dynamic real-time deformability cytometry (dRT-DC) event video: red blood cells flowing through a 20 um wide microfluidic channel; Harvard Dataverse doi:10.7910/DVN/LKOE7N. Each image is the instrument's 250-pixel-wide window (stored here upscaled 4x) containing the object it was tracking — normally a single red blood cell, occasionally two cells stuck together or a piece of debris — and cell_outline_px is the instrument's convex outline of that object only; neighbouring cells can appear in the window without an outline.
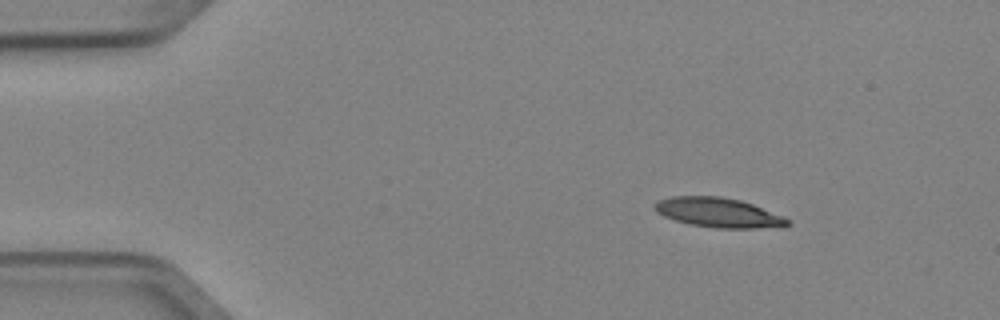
{"species": "Egyptian fruit bat (a non-hibernating species)", "species_latin": "Rousettus aegyptiacus", "temperature_condition": "cold", "stored_images_in_passage": 5, "camera_frame_rate_fps": 3000, "um_per_image_px": 0.085, "animal": {"sex": "female"}, "frame": {"image": 1, "passage_image": 2, "time_ms": 0.333, "image_size_px": [1000, 320], "cell_outline_px": [[792, 224], [756, 228], [716, 228], [688, 224], [664, 216], [656, 212], [652, 208], [652, 204], [656, 200], [672, 196], [720, 196], [740, 200], [752, 204], [784, 216]], "centroid_in_image_um": [60.98, 18.05], "position_along_channel_um": 24.0, "area_um2": 22.89}}
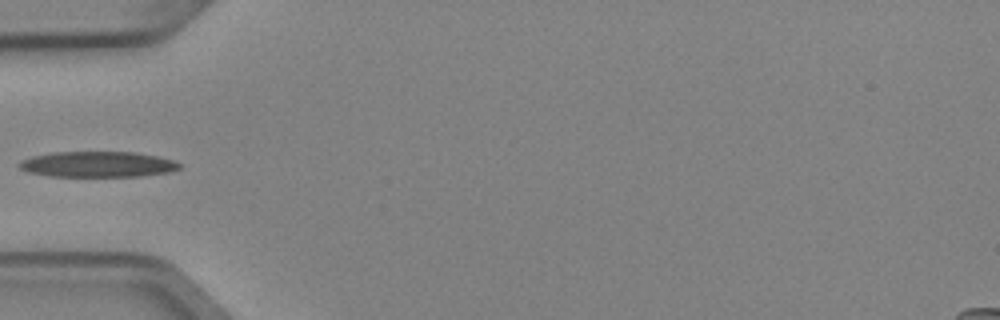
{"frame": {"image": 2, "passage_image": 4, "time_ms": 1.0, "image_size_px": [1000, 320], "cell_outline_px": [[180, 168], [168, 172], [140, 176], [52, 176], [28, 172], [20, 168], [16, 164], [20, 160], [32, 156], [52, 152], [136, 152], [156, 156], [172, 160], [180, 164]], "centroid_in_image_um": [8.25, 13.96], "position_along_channel_um": 76.7, "area_um2": 23.87}}
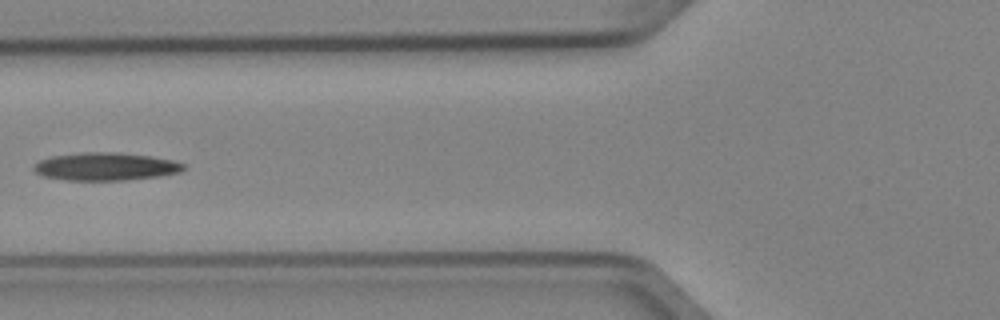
{"frame": {"image": 3, "passage_image": 5, "time_ms": 1.333, "image_size_px": [1000, 320], "cell_outline_px": [[184, 168], [180, 172], [160, 176], [124, 180], [64, 180], [44, 176], [36, 172], [32, 168], [40, 160], [52, 156], [88, 152], [112, 152], [148, 156], [172, 160], [184, 164]], "centroid_in_image_um": [8.97, 14.16], "position_along_channel_um": 116.8, "area_um2": 23.99}}